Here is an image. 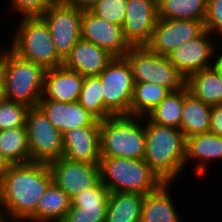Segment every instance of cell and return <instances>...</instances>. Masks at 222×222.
<instances>
[{
	"instance_id": "cell-16",
	"label": "cell",
	"mask_w": 222,
	"mask_h": 222,
	"mask_svg": "<svg viewBox=\"0 0 222 222\" xmlns=\"http://www.w3.org/2000/svg\"><path fill=\"white\" fill-rule=\"evenodd\" d=\"M62 134L84 126H100V121L76 102L40 99L37 105Z\"/></svg>"
},
{
	"instance_id": "cell-3",
	"label": "cell",
	"mask_w": 222,
	"mask_h": 222,
	"mask_svg": "<svg viewBox=\"0 0 222 222\" xmlns=\"http://www.w3.org/2000/svg\"><path fill=\"white\" fill-rule=\"evenodd\" d=\"M46 70L40 64L21 58L9 46L3 49L0 45V76L6 100L28 107L37 106L42 97Z\"/></svg>"
},
{
	"instance_id": "cell-20",
	"label": "cell",
	"mask_w": 222,
	"mask_h": 222,
	"mask_svg": "<svg viewBox=\"0 0 222 222\" xmlns=\"http://www.w3.org/2000/svg\"><path fill=\"white\" fill-rule=\"evenodd\" d=\"M114 57L109 51L80 38L63 60V66L79 72L82 76H95L99 75Z\"/></svg>"
},
{
	"instance_id": "cell-30",
	"label": "cell",
	"mask_w": 222,
	"mask_h": 222,
	"mask_svg": "<svg viewBox=\"0 0 222 222\" xmlns=\"http://www.w3.org/2000/svg\"><path fill=\"white\" fill-rule=\"evenodd\" d=\"M184 88L170 92L146 117L161 126L180 128Z\"/></svg>"
},
{
	"instance_id": "cell-35",
	"label": "cell",
	"mask_w": 222,
	"mask_h": 222,
	"mask_svg": "<svg viewBox=\"0 0 222 222\" xmlns=\"http://www.w3.org/2000/svg\"><path fill=\"white\" fill-rule=\"evenodd\" d=\"M205 30L222 41V0H207V13L204 20ZM214 33V34H213ZM220 39V40H219Z\"/></svg>"
},
{
	"instance_id": "cell-36",
	"label": "cell",
	"mask_w": 222,
	"mask_h": 222,
	"mask_svg": "<svg viewBox=\"0 0 222 222\" xmlns=\"http://www.w3.org/2000/svg\"><path fill=\"white\" fill-rule=\"evenodd\" d=\"M209 132L222 136V104L214 105L211 108Z\"/></svg>"
},
{
	"instance_id": "cell-14",
	"label": "cell",
	"mask_w": 222,
	"mask_h": 222,
	"mask_svg": "<svg viewBox=\"0 0 222 222\" xmlns=\"http://www.w3.org/2000/svg\"><path fill=\"white\" fill-rule=\"evenodd\" d=\"M158 20L156 0H128L123 34L130 46H146Z\"/></svg>"
},
{
	"instance_id": "cell-27",
	"label": "cell",
	"mask_w": 222,
	"mask_h": 222,
	"mask_svg": "<svg viewBox=\"0 0 222 222\" xmlns=\"http://www.w3.org/2000/svg\"><path fill=\"white\" fill-rule=\"evenodd\" d=\"M171 91L161 85L135 82L130 115L146 117Z\"/></svg>"
},
{
	"instance_id": "cell-25",
	"label": "cell",
	"mask_w": 222,
	"mask_h": 222,
	"mask_svg": "<svg viewBox=\"0 0 222 222\" xmlns=\"http://www.w3.org/2000/svg\"><path fill=\"white\" fill-rule=\"evenodd\" d=\"M143 199L137 192H110L105 222H140Z\"/></svg>"
},
{
	"instance_id": "cell-41",
	"label": "cell",
	"mask_w": 222,
	"mask_h": 222,
	"mask_svg": "<svg viewBox=\"0 0 222 222\" xmlns=\"http://www.w3.org/2000/svg\"><path fill=\"white\" fill-rule=\"evenodd\" d=\"M4 216H5V212L3 209L2 198H1V193H0V219H2Z\"/></svg>"
},
{
	"instance_id": "cell-33",
	"label": "cell",
	"mask_w": 222,
	"mask_h": 222,
	"mask_svg": "<svg viewBox=\"0 0 222 222\" xmlns=\"http://www.w3.org/2000/svg\"><path fill=\"white\" fill-rule=\"evenodd\" d=\"M29 108L24 104L5 99L0 104V131L25 126Z\"/></svg>"
},
{
	"instance_id": "cell-2",
	"label": "cell",
	"mask_w": 222,
	"mask_h": 222,
	"mask_svg": "<svg viewBox=\"0 0 222 222\" xmlns=\"http://www.w3.org/2000/svg\"><path fill=\"white\" fill-rule=\"evenodd\" d=\"M145 120L144 161L163 182H176L186 169V138L180 129L157 125L143 117Z\"/></svg>"
},
{
	"instance_id": "cell-13",
	"label": "cell",
	"mask_w": 222,
	"mask_h": 222,
	"mask_svg": "<svg viewBox=\"0 0 222 222\" xmlns=\"http://www.w3.org/2000/svg\"><path fill=\"white\" fill-rule=\"evenodd\" d=\"M210 36L213 37L209 31L205 30L200 36L180 45L167 56L185 78L197 71L214 66L216 49L217 46H221V43L217 45L216 37L210 38Z\"/></svg>"
},
{
	"instance_id": "cell-8",
	"label": "cell",
	"mask_w": 222,
	"mask_h": 222,
	"mask_svg": "<svg viewBox=\"0 0 222 222\" xmlns=\"http://www.w3.org/2000/svg\"><path fill=\"white\" fill-rule=\"evenodd\" d=\"M98 76L105 107L114 116L130 115L135 80L128 60L125 57H114Z\"/></svg>"
},
{
	"instance_id": "cell-6",
	"label": "cell",
	"mask_w": 222,
	"mask_h": 222,
	"mask_svg": "<svg viewBox=\"0 0 222 222\" xmlns=\"http://www.w3.org/2000/svg\"><path fill=\"white\" fill-rule=\"evenodd\" d=\"M99 168L101 182L110 192H137L146 195L163 183L144 159L101 157Z\"/></svg>"
},
{
	"instance_id": "cell-38",
	"label": "cell",
	"mask_w": 222,
	"mask_h": 222,
	"mask_svg": "<svg viewBox=\"0 0 222 222\" xmlns=\"http://www.w3.org/2000/svg\"><path fill=\"white\" fill-rule=\"evenodd\" d=\"M9 166V162L4 158L0 151V180L8 172Z\"/></svg>"
},
{
	"instance_id": "cell-31",
	"label": "cell",
	"mask_w": 222,
	"mask_h": 222,
	"mask_svg": "<svg viewBox=\"0 0 222 222\" xmlns=\"http://www.w3.org/2000/svg\"><path fill=\"white\" fill-rule=\"evenodd\" d=\"M78 102L99 121L114 116L104 105L102 84L98 75L85 76Z\"/></svg>"
},
{
	"instance_id": "cell-23",
	"label": "cell",
	"mask_w": 222,
	"mask_h": 222,
	"mask_svg": "<svg viewBox=\"0 0 222 222\" xmlns=\"http://www.w3.org/2000/svg\"><path fill=\"white\" fill-rule=\"evenodd\" d=\"M211 108L212 106L194 97L187 87H184V102L179 129L185 138L209 132Z\"/></svg>"
},
{
	"instance_id": "cell-7",
	"label": "cell",
	"mask_w": 222,
	"mask_h": 222,
	"mask_svg": "<svg viewBox=\"0 0 222 222\" xmlns=\"http://www.w3.org/2000/svg\"><path fill=\"white\" fill-rule=\"evenodd\" d=\"M132 69L135 82L154 83L175 92L186 87V78L167 56L154 53L147 46H131L124 56Z\"/></svg>"
},
{
	"instance_id": "cell-17",
	"label": "cell",
	"mask_w": 222,
	"mask_h": 222,
	"mask_svg": "<svg viewBox=\"0 0 222 222\" xmlns=\"http://www.w3.org/2000/svg\"><path fill=\"white\" fill-rule=\"evenodd\" d=\"M110 191L100 181L96 186L71 199L61 222H105Z\"/></svg>"
},
{
	"instance_id": "cell-12",
	"label": "cell",
	"mask_w": 222,
	"mask_h": 222,
	"mask_svg": "<svg viewBox=\"0 0 222 222\" xmlns=\"http://www.w3.org/2000/svg\"><path fill=\"white\" fill-rule=\"evenodd\" d=\"M53 182L60 187L70 199L96 186L100 181L99 165L77 162L65 157L48 163Z\"/></svg>"
},
{
	"instance_id": "cell-37",
	"label": "cell",
	"mask_w": 222,
	"mask_h": 222,
	"mask_svg": "<svg viewBox=\"0 0 222 222\" xmlns=\"http://www.w3.org/2000/svg\"><path fill=\"white\" fill-rule=\"evenodd\" d=\"M73 5L83 10H89V8L98 0H68Z\"/></svg>"
},
{
	"instance_id": "cell-40",
	"label": "cell",
	"mask_w": 222,
	"mask_h": 222,
	"mask_svg": "<svg viewBox=\"0 0 222 222\" xmlns=\"http://www.w3.org/2000/svg\"><path fill=\"white\" fill-rule=\"evenodd\" d=\"M5 100V91H4V83L3 79L0 76V104Z\"/></svg>"
},
{
	"instance_id": "cell-28",
	"label": "cell",
	"mask_w": 222,
	"mask_h": 222,
	"mask_svg": "<svg viewBox=\"0 0 222 222\" xmlns=\"http://www.w3.org/2000/svg\"><path fill=\"white\" fill-rule=\"evenodd\" d=\"M0 151L10 165L30 162L26 127L0 131Z\"/></svg>"
},
{
	"instance_id": "cell-19",
	"label": "cell",
	"mask_w": 222,
	"mask_h": 222,
	"mask_svg": "<svg viewBox=\"0 0 222 222\" xmlns=\"http://www.w3.org/2000/svg\"><path fill=\"white\" fill-rule=\"evenodd\" d=\"M85 76L64 66L46 70L41 99L58 102H76L79 99Z\"/></svg>"
},
{
	"instance_id": "cell-24",
	"label": "cell",
	"mask_w": 222,
	"mask_h": 222,
	"mask_svg": "<svg viewBox=\"0 0 222 222\" xmlns=\"http://www.w3.org/2000/svg\"><path fill=\"white\" fill-rule=\"evenodd\" d=\"M186 87L194 97L207 105L222 104V81L215 66L188 76Z\"/></svg>"
},
{
	"instance_id": "cell-29",
	"label": "cell",
	"mask_w": 222,
	"mask_h": 222,
	"mask_svg": "<svg viewBox=\"0 0 222 222\" xmlns=\"http://www.w3.org/2000/svg\"><path fill=\"white\" fill-rule=\"evenodd\" d=\"M158 18L205 20L207 0H159Z\"/></svg>"
},
{
	"instance_id": "cell-22",
	"label": "cell",
	"mask_w": 222,
	"mask_h": 222,
	"mask_svg": "<svg viewBox=\"0 0 222 222\" xmlns=\"http://www.w3.org/2000/svg\"><path fill=\"white\" fill-rule=\"evenodd\" d=\"M173 183L163 182L156 190L144 195L140 222L182 221L169 190Z\"/></svg>"
},
{
	"instance_id": "cell-5",
	"label": "cell",
	"mask_w": 222,
	"mask_h": 222,
	"mask_svg": "<svg viewBox=\"0 0 222 222\" xmlns=\"http://www.w3.org/2000/svg\"><path fill=\"white\" fill-rule=\"evenodd\" d=\"M9 47L21 58L44 66L46 69L63 66L47 23L41 16L21 17Z\"/></svg>"
},
{
	"instance_id": "cell-42",
	"label": "cell",
	"mask_w": 222,
	"mask_h": 222,
	"mask_svg": "<svg viewBox=\"0 0 222 222\" xmlns=\"http://www.w3.org/2000/svg\"><path fill=\"white\" fill-rule=\"evenodd\" d=\"M15 222L13 219L9 218L7 215H5L2 219H0V222Z\"/></svg>"
},
{
	"instance_id": "cell-9",
	"label": "cell",
	"mask_w": 222,
	"mask_h": 222,
	"mask_svg": "<svg viewBox=\"0 0 222 222\" xmlns=\"http://www.w3.org/2000/svg\"><path fill=\"white\" fill-rule=\"evenodd\" d=\"M25 127L30 162L49 163L63 156V134L38 106L29 108Z\"/></svg>"
},
{
	"instance_id": "cell-15",
	"label": "cell",
	"mask_w": 222,
	"mask_h": 222,
	"mask_svg": "<svg viewBox=\"0 0 222 222\" xmlns=\"http://www.w3.org/2000/svg\"><path fill=\"white\" fill-rule=\"evenodd\" d=\"M81 38L109 51L115 57H124L131 48L124 38L122 26L100 19L89 10H83Z\"/></svg>"
},
{
	"instance_id": "cell-34",
	"label": "cell",
	"mask_w": 222,
	"mask_h": 222,
	"mask_svg": "<svg viewBox=\"0 0 222 222\" xmlns=\"http://www.w3.org/2000/svg\"><path fill=\"white\" fill-rule=\"evenodd\" d=\"M55 0H10V8L20 15L19 17L41 16Z\"/></svg>"
},
{
	"instance_id": "cell-21",
	"label": "cell",
	"mask_w": 222,
	"mask_h": 222,
	"mask_svg": "<svg viewBox=\"0 0 222 222\" xmlns=\"http://www.w3.org/2000/svg\"><path fill=\"white\" fill-rule=\"evenodd\" d=\"M219 159L222 160V136L206 132L186 138L185 166H188L192 160L197 163L193 172L198 178H203L209 171L207 170L209 163Z\"/></svg>"
},
{
	"instance_id": "cell-26",
	"label": "cell",
	"mask_w": 222,
	"mask_h": 222,
	"mask_svg": "<svg viewBox=\"0 0 222 222\" xmlns=\"http://www.w3.org/2000/svg\"><path fill=\"white\" fill-rule=\"evenodd\" d=\"M70 205L69 196L52 182L40 198L35 214L27 222H61Z\"/></svg>"
},
{
	"instance_id": "cell-1",
	"label": "cell",
	"mask_w": 222,
	"mask_h": 222,
	"mask_svg": "<svg viewBox=\"0 0 222 222\" xmlns=\"http://www.w3.org/2000/svg\"><path fill=\"white\" fill-rule=\"evenodd\" d=\"M52 182L48 163L10 165L0 180L5 215L16 222H27L35 214L40 198Z\"/></svg>"
},
{
	"instance_id": "cell-39",
	"label": "cell",
	"mask_w": 222,
	"mask_h": 222,
	"mask_svg": "<svg viewBox=\"0 0 222 222\" xmlns=\"http://www.w3.org/2000/svg\"><path fill=\"white\" fill-rule=\"evenodd\" d=\"M222 48L218 47L217 46V49H216V58H215V64L214 66L217 68V70L219 71V74H220V78H221V81H222V52L221 50ZM219 51V52H218ZM219 53V55L217 54Z\"/></svg>"
},
{
	"instance_id": "cell-4",
	"label": "cell",
	"mask_w": 222,
	"mask_h": 222,
	"mask_svg": "<svg viewBox=\"0 0 222 222\" xmlns=\"http://www.w3.org/2000/svg\"><path fill=\"white\" fill-rule=\"evenodd\" d=\"M142 119L138 116L119 115L101 120V157L144 159L146 139Z\"/></svg>"
},
{
	"instance_id": "cell-10",
	"label": "cell",
	"mask_w": 222,
	"mask_h": 222,
	"mask_svg": "<svg viewBox=\"0 0 222 222\" xmlns=\"http://www.w3.org/2000/svg\"><path fill=\"white\" fill-rule=\"evenodd\" d=\"M83 9L68 0H55L41 15L47 23L58 54L65 59L81 38Z\"/></svg>"
},
{
	"instance_id": "cell-18",
	"label": "cell",
	"mask_w": 222,
	"mask_h": 222,
	"mask_svg": "<svg viewBox=\"0 0 222 222\" xmlns=\"http://www.w3.org/2000/svg\"><path fill=\"white\" fill-rule=\"evenodd\" d=\"M63 148V157L67 159L99 165V126H84L67 131L63 134Z\"/></svg>"
},
{
	"instance_id": "cell-11",
	"label": "cell",
	"mask_w": 222,
	"mask_h": 222,
	"mask_svg": "<svg viewBox=\"0 0 222 222\" xmlns=\"http://www.w3.org/2000/svg\"><path fill=\"white\" fill-rule=\"evenodd\" d=\"M204 31V20L158 18L146 46L154 53L168 56L180 45L197 38Z\"/></svg>"
},
{
	"instance_id": "cell-32",
	"label": "cell",
	"mask_w": 222,
	"mask_h": 222,
	"mask_svg": "<svg viewBox=\"0 0 222 222\" xmlns=\"http://www.w3.org/2000/svg\"><path fill=\"white\" fill-rule=\"evenodd\" d=\"M128 0H98L89 11L96 17L122 26Z\"/></svg>"
}]
</instances>
